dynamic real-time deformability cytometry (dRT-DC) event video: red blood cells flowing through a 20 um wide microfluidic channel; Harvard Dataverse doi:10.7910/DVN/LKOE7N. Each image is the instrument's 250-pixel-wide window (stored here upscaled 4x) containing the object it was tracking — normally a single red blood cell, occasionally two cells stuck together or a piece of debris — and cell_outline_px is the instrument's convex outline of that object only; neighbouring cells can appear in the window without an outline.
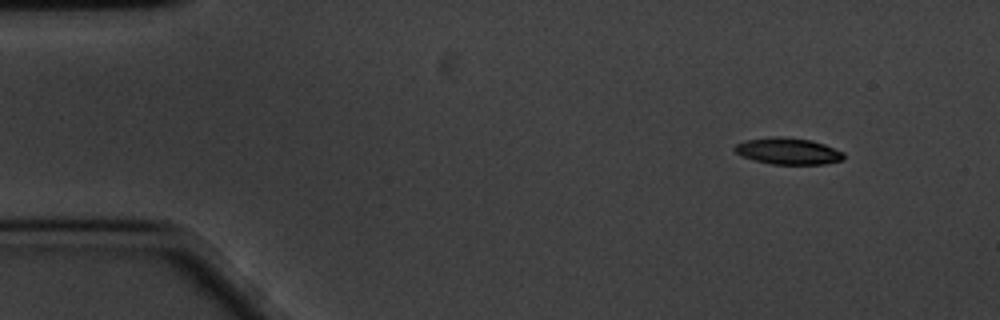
{"species": "common noctule bat (a hibernating species)", "species_latin": "Nyctalus noctula", "temperature_condition": "cold", "stored_images_in_passage": 54, "camera_frame_rate_fps": 3000, "um_per_image_px": 0.085, "animal": {"sex": "male", "body_mass_g": 20.1, "forearm_length_mm": 53.5}, "frame": {"image": 1, "passage_image": 1, "time_ms": 0.0, "image_size_px": [1000, 320], "cell_outline_px": [[844, 160], [824, 164], [772, 164], [740, 156], [732, 148], [736, 144], [744, 140], [772, 136], [784, 136], [812, 140], [824, 144], [844, 152]], "centroid_in_image_um": [66.98, 12.83], "position_along_channel_um": 18.0, "area_um2": 17.05}}
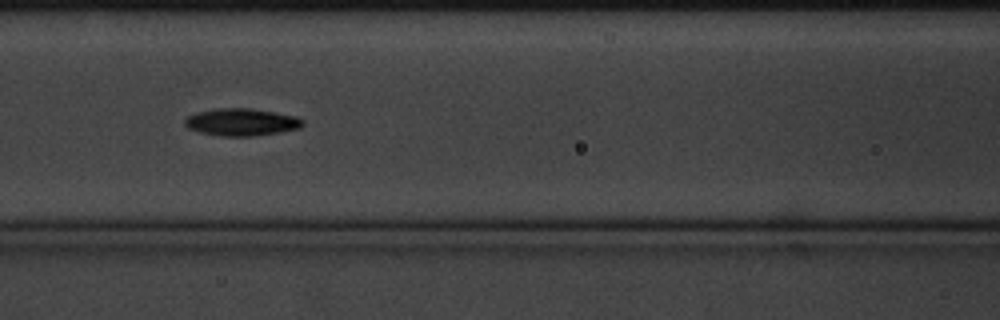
{"frame": {"image": 2, "passage_image": 20, "time_ms": 6.333, "image_size_px": [1000, 320], "cell_outline_px": [[304, 124], [300, 128], [280, 132], [252, 136], [220, 136], [200, 132], [188, 128], [184, 124], [184, 120], [188, 116], [196, 112], [216, 108], [248, 108], [296, 116], [304, 120]], "centroid_in_image_um": [20.51, 10.38], "position_along_channel_um": 146.1, "area_um2": 18.73}}
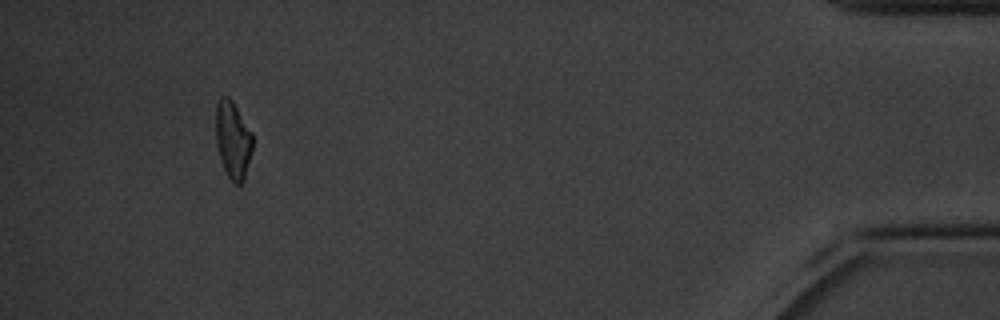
{"frame": {"image": 3, "passage_image": 50, "time_ms": 16.333, "image_size_px": [1000, 320], "cell_outline_px": [[252, 152], [244, 180], [240, 184], [236, 184], [228, 176], [224, 168], [216, 144], [216, 104], [224, 96], [228, 96], [232, 100], [252, 132]], "centroid_in_image_um": [19.81, 11.89], "position_along_channel_um": 415.4, "area_um2": 16.42}, "authors_computed_cell_mechanics": {"area_um2": 17.5712, "velocity_mm_per_s": 3.3733, "shape_relaxation_time_tau1_ms": 2.454, "shape_relaxation_time_tau2_ms": null, "deformation_change_tau1": 0.1239, "deformation_change_tau2": null}}